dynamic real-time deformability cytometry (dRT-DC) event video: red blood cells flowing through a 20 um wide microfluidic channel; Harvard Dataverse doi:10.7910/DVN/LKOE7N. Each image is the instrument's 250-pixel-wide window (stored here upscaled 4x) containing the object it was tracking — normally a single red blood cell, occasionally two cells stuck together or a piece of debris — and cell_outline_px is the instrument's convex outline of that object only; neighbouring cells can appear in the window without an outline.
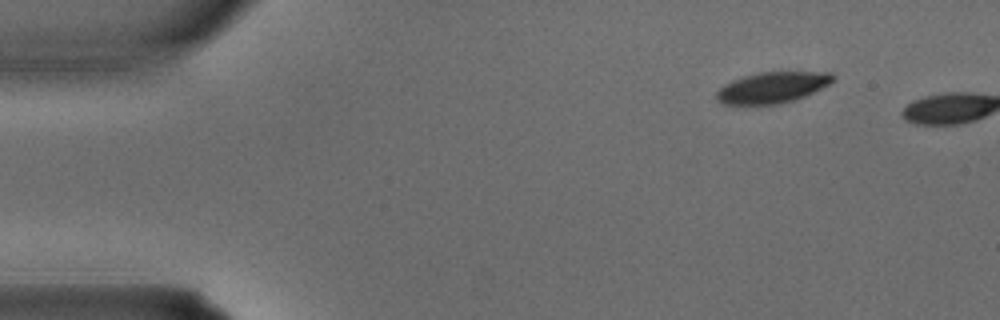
{"species": "common noctule bat (a hibernating species)", "species_latin": "Nyctalus noctula", "temperature_condition": "warm", "stored_images_in_passage": 2, "camera_frame_rate_fps": 3000, "um_per_image_px": 0.085, "animal": {"sex": "male", "body_mass_g": 15.6}, "frame": {"image": 1, "passage_image": 1, "time_ms": 0.0, "image_size_px": [1000, 320], "cell_outline_px": [[836, 80], [804, 96], [792, 100], [776, 104], [720, 104], [716, 100], [716, 92], [724, 84], [732, 80], [744, 76], [760, 72], [832, 72], [836, 76]], "centroid_in_image_um": [65.63, 7.42], "position_along_channel_um": 19.4, "area_um2": 20.92}}